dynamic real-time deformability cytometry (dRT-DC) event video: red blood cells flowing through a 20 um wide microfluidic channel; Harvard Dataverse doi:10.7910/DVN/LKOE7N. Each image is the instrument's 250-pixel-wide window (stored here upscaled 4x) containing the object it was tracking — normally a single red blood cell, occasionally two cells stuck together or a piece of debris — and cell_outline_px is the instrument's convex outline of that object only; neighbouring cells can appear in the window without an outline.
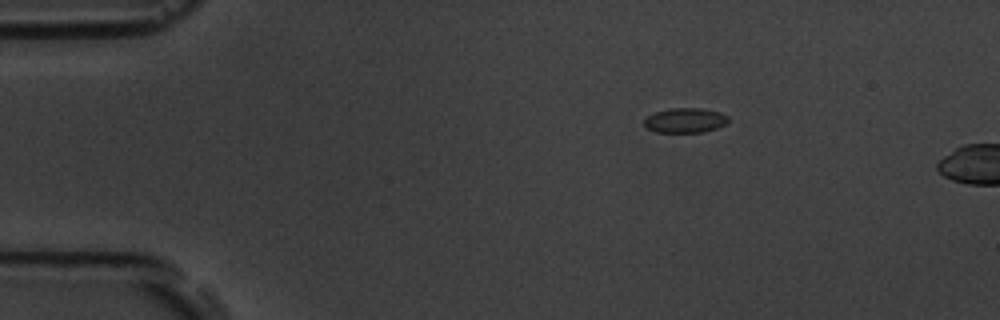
{"species": "common noctule bat (a hibernating species)", "species_latin": "Nyctalus noctula", "temperature_condition": "room temperature", "stored_images_in_passage": 9, "camera_frame_rate_fps": 3000, "um_per_image_px": 0.085, "animal": {"sex": "male", "body_mass_g": 19.5, "forearm_length_mm": 54.6}, "frame": {"image": 1, "passage_image": 2, "time_ms": 0.333, "image_size_px": [1000, 320], "cell_outline_px": [[728, 120], [724, 124], [716, 128], [704, 132], [656, 132], [648, 128], [644, 124], [644, 120], [648, 116], [656, 112], [672, 108], [700, 108], [720, 112], [728, 116]], "centroid_in_image_um": [58.25, 10.23], "position_along_channel_um": 26.8, "area_um2": 11.96}}